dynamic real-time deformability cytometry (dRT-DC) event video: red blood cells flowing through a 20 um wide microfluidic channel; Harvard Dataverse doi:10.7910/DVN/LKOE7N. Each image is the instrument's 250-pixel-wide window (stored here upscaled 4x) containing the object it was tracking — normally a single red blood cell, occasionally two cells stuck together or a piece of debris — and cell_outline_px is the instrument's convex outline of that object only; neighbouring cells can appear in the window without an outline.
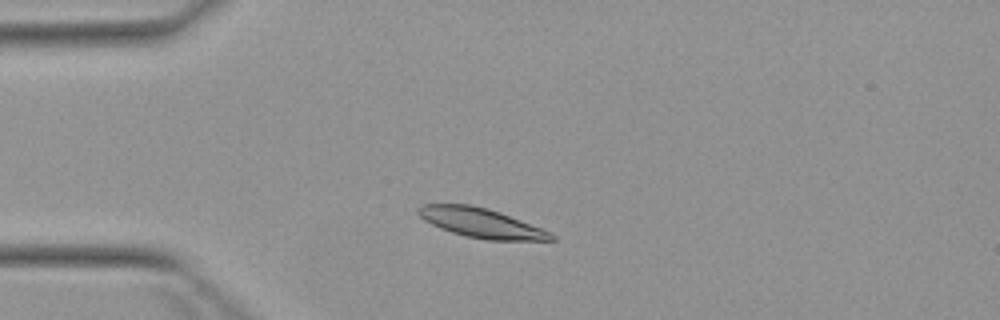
{"species": "Egyptian fruit bat (a non-hibernating species)", "species_latin": "Rousettus aegyptiacus", "temperature_condition": "warm", "stored_images_in_passage": 4, "camera_frame_rate_fps": 3000, "um_per_image_px": 0.085, "animal": {"sex": "female"}, "frame": {"image": 1, "passage_image": 2, "time_ms": 1.333, "image_size_px": [1000, 320], "cell_outline_px": [[556, 240], [484, 240], [452, 232], [440, 228], [424, 220], [416, 212], [416, 208], [424, 204], [468, 204], [488, 208], [500, 212], [552, 232], [556, 236]], "centroid_in_image_um": [40.91, 18.94], "position_along_channel_um": 44.1, "area_um2": 22.83}}
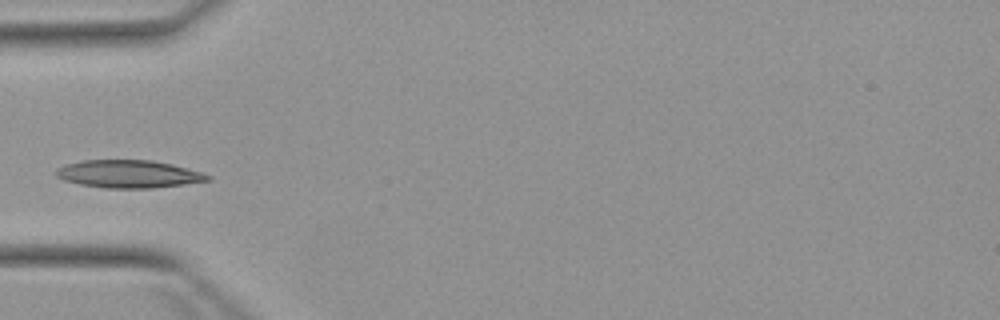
{"frame": {"image": 2, "passage_image": 3, "time_ms": 2.667, "image_size_px": [1000, 320], "cell_outline_px": [[212, 180], [184, 184], [152, 188], [104, 188], [80, 184], [64, 180], [56, 176], [56, 168], [64, 164], [84, 160], [152, 160], [172, 164], [200, 172], [212, 176]], "centroid_in_image_um": [10.92, 14.79], "position_along_channel_um": 74.1, "area_um2": 24.51}}
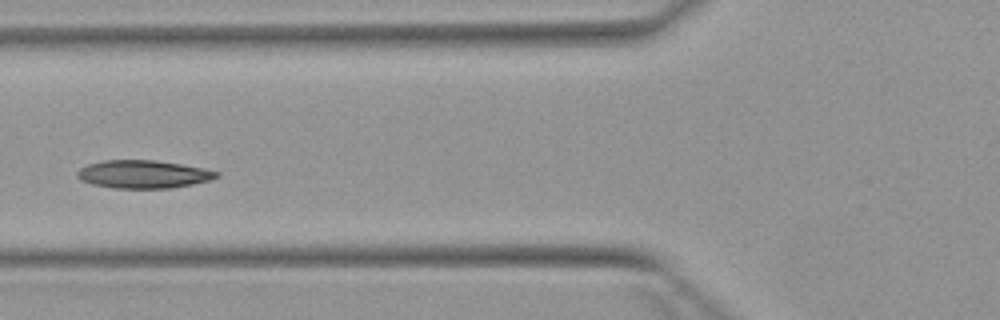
{"frame": {"image": 3, "passage_image": 4, "time_ms": 3.667, "image_size_px": [1000, 320], "cell_outline_px": [[220, 176], [208, 180], [192, 184], [172, 188], [112, 188], [92, 184], [80, 180], [76, 176], [76, 172], [80, 168], [88, 164], [104, 160], [156, 160], [204, 168], [220, 172]], "centroid_in_image_um": [12.16, 14.81], "position_along_channel_um": 113.6, "area_um2": 22.77}}